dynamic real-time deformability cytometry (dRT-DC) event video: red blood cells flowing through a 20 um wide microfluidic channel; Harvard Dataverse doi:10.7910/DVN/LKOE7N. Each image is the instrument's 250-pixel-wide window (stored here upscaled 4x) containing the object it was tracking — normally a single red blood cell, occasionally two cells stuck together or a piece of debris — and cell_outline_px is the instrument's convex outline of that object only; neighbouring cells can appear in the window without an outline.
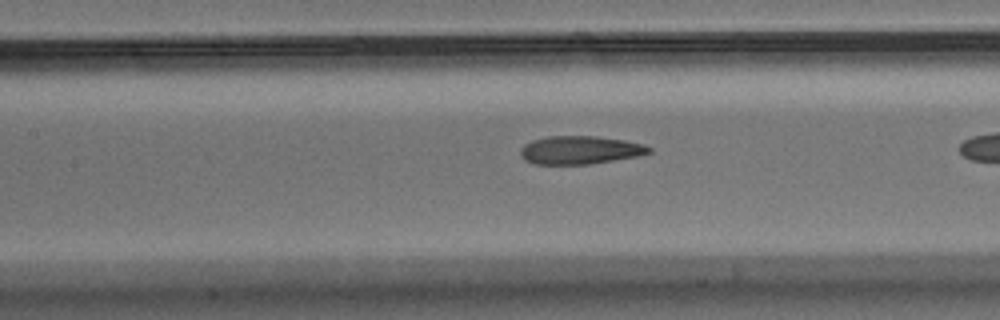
{"species": "Egyptian fruit bat (a non-hibernating species)", "species_latin": "Rousettus aegyptiacus", "temperature_condition": "warm", "stored_images_in_passage": 27, "segment_of_instrument_passage": [2, 2], "camera_frame_rate_fps": 3000, "um_per_image_px": 0.085, "animal": {"sex": "male"}, "frame": {"image": 1, "passage_image": 22, "time_ms": 7.0, "image_size_px": [1000, 320], "cell_outline_px": [[652, 152], [640, 156], [588, 164], [536, 164], [524, 160], [520, 156], [520, 148], [524, 144], [532, 140], [548, 136], [596, 136], [624, 140], [644, 144], [652, 148]], "centroid_in_image_um": [49.3, 12.75], "position_along_channel_um": 158.1, "area_um2": 21.27}}